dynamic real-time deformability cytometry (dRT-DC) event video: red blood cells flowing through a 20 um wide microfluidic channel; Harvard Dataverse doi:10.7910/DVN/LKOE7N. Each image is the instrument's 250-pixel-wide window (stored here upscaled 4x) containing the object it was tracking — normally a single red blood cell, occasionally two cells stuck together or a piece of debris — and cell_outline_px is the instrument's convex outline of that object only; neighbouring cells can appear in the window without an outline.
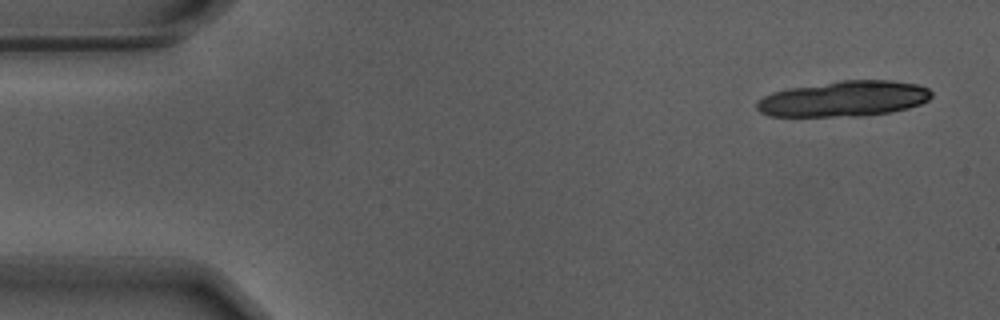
{"species": "Egyptian fruit bat (a non-hibernating species)", "species_latin": "Rousettus aegyptiacus", "temperature_condition": "warm", "stored_images_in_passage": 19, "camera_frame_rate_fps": 3000, "um_per_image_px": 0.085, "animal": {"sex": "male"}, "frame": {"image": 1, "passage_image": 3, "time_ms": 0.667, "image_size_px": [1000, 320], "cell_outline_px": [[932, 96], [928, 100], [920, 104], [908, 108], [892, 112], [864, 116], [768, 116], [760, 112], [756, 108], [756, 100], [772, 92], [788, 88], [840, 80], [888, 80], [916, 84], [928, 88], [932, 92]], "centroid_in_image_um": [71.72, 8.4], "position_along_channel_um": 13.3, "area_um2": 36.47}}